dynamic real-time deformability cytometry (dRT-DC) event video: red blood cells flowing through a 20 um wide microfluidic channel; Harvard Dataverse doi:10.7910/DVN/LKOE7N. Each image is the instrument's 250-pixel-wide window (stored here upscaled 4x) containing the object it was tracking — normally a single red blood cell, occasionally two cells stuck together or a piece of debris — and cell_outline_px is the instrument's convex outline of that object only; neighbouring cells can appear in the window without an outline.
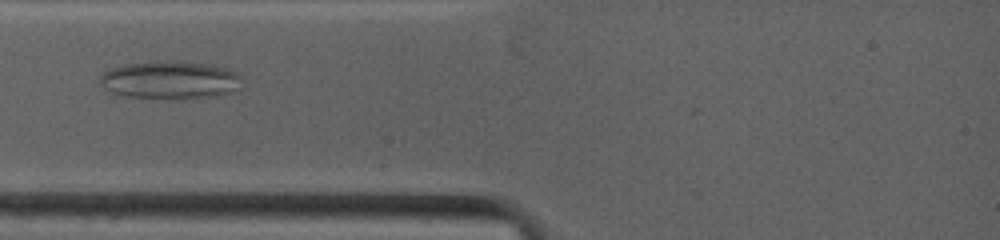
{"species": "common noctule bat (a hibernating species)", "species_latin": "Nyctalus noctula", "temperature_condition": "warm", "stored_images_in_passage": 11, "camera_frame_rate_fps": 4500, "um_per_image_px": 0.085, "animal": {"sex": "female", "body_mass_g": 19.0, "forearm_length_mm": 53.3}, "frame": {"image": 1, "passage_image": 6, "time_ms": 2.667, "image_size_px": [1000, 240], "cell_outline_px": [[240, 76], [232, 88], [228, 92], [216, 96], [184, 100], [180, 100], [124, 96], [112, 92], [104, 88], [100, 84], [100, 76], [104, 72], [112, 68], [124, 64], [156, 60], [212, 64], [228, 68], [236, 72]], "centroid_in_image_um": [14.38, 6.8], "position_along_channel_um": 70.6, "area_um2": 31.39}}
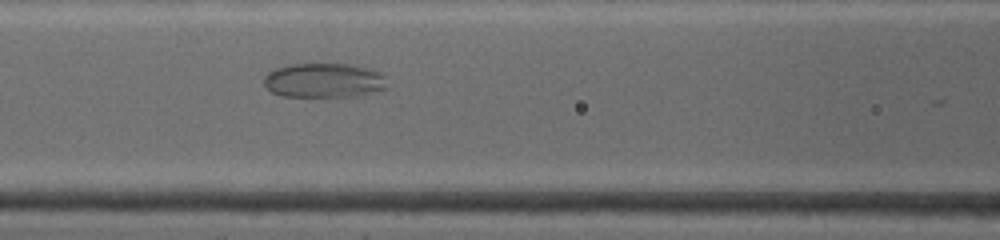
{"frame": {"image": 2, "passage_image": 10, "time_ms": 4.444, "image_size_px": [1000, 240], "cell_outline_px": [[388, 88], [360, 96], [280, 96], [264, 88], [264, 76], [268, 72], [276, 68], [292, 64], [352, 64], [368, 68], [380, 72], [384, 76]], "centroid_in_image_um": [27.54, 6.84], "position_along_channel_um": 139.1, "area_um2": 24.97}}